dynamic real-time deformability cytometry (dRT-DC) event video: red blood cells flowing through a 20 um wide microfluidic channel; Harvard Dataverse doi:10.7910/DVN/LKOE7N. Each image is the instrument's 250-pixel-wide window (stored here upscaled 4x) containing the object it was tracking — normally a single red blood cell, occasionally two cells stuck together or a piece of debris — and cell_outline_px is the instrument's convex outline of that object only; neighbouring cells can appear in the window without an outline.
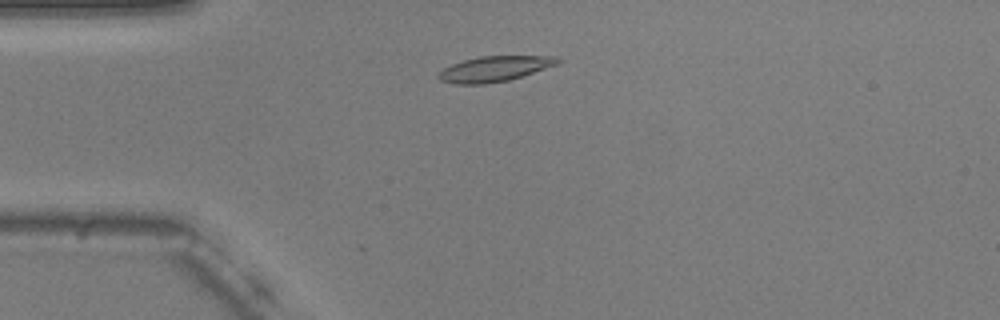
{"species": "common noctule bat (a hibernating species)", "species_latin": "Nyctalus noctula", "temperature_condition": "warm", "stored_images_in_passage": 49, "camera_frame_rate_fps": 3000, "um_per_image_px": 0.085, "animal": {"sex": "male", "body_mass_g": 20.5, "forearm_length_mm": 52.5}, "frame": {"image": 1, "passage_image": 8, "time_ms": 2.333, "image_size_px": [1000, 320], "cell_outline_px": [[564, 60], [556, 64], [508, 80], [484, 84], [456, 84], [440, 80], [436, 76], [444, 68], [452, 64], [464, 60], [480, 56], [556, 56]], "centroid_in_image_um": [42.01, 5.84], "position_along_channel_um": 43.0, "area_um2": 17.34}}
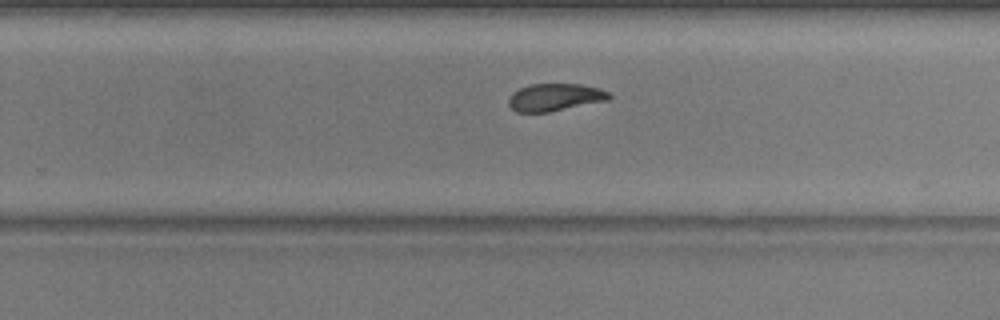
{"frame": {"image": 2, "passage_image": 29, "time_ms": 9.333, "image_size_px": [1000, 320], "cell_outline_px": [[612, 96], [608, 100], [548, 112], [516, 112], [508, 104], [508, 100], [512, 92], [528, 84], [580, 84], [600, 88], [608, 92]], "centroid_in_image_um": [47.16, 8.26], "position_along_channel_um": 282.6, "area_um2": 16.07}}
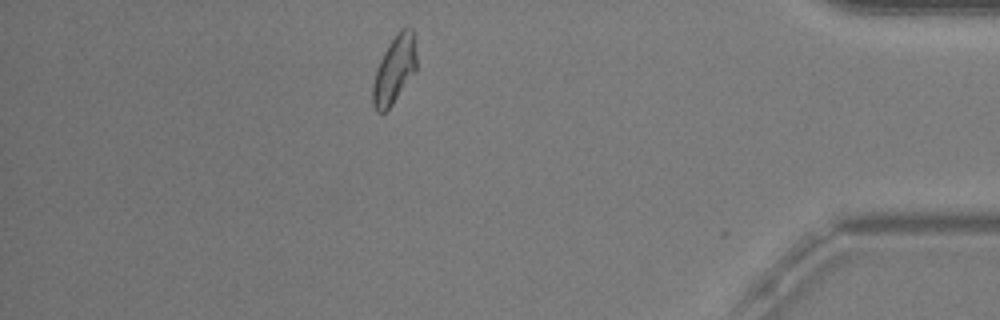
{"frame": {"image": 3, "passage_image": 42, "time_ms": 13.667, "image_size_px": [1000, 320], "cell_outline_px": [[416, 72], [392, 104], [384, 112], [376, 112], [372, 104], [372, 84], [376, 68], [384, 52], [396, 32], [400, 28], [412, 28], [416, 52]], "centroid_in_image_um": [33.51, 5.93], "position_along_channel_um": 401.7, "area_um2": 17.34}, "authors_computed_cell_mechanics": {"area_um2": 16.9932, "velocity_mm_per_s": 3.7092, "shape_relaxation_time_tau1_ms": 3.0038, "shape_relaxation_time_tau2_ms": 1.9818, "deformation_change_tau1": 0.1481, "deformation_change_tau2": 0.0828}}